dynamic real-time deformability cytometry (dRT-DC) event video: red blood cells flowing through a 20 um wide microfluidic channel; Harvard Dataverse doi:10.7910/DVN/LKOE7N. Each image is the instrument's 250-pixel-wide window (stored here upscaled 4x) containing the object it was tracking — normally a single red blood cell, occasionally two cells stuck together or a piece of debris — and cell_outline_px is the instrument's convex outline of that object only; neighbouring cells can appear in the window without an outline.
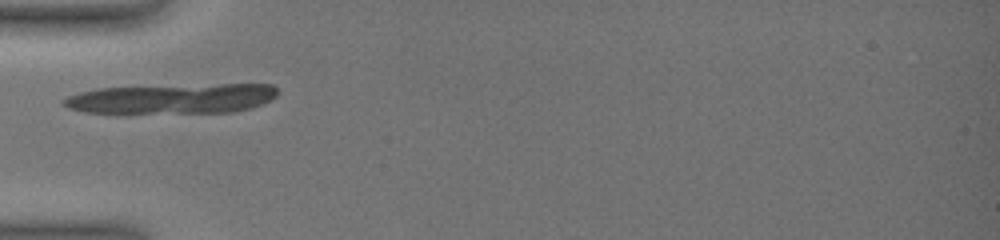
{"species": "common noctule bat (a hibernating species)", "species_latin": "Nyctalus noctula", "temperature_condition": "warm", "stored_images_in_passage": 49, "camera_frame_rate_fps": 3000, "um_per_image_px": 0.085, "animal": {"sex": "female", "body_mass_g": 19.0, "forearm_length_mm": 51.5}, "frame": {"image": 1, "passage_image": 1, "time_ms": 0.0, "image_size_px": [1000, 240], "cell_outline_px": [[276, 96], [272, 100], [252, 108], [232, 112], [84, 112], [68, 108], [60, 104], [60, 100], [68, 96], [80, 92], [96, 88], [220, 84], [272, 84], [276, 88]], "centroid_in_image_um": [14.63, 8.38], "position_along_channel_um": 70.4, "area_um2": 37.05}}
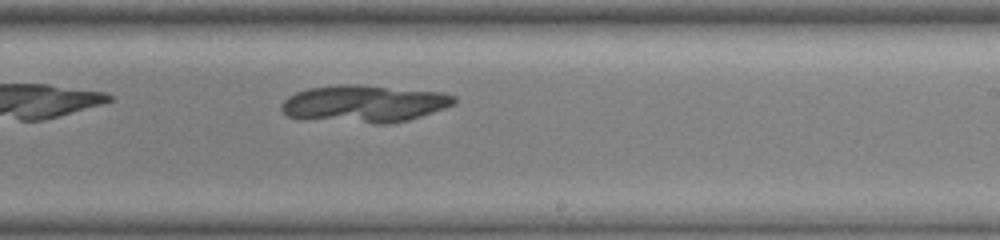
{"frame": {"image": 2, "passage_image": 25, "time_ms": 5.0, "image_size_px": [1000, 240], "cell_outline_px": [[456, 104], [408, 120], [388, 124], [372, 124], [300, 120], [288, 116], [280, 108], [280, 104], [288, 96], [296, 92], [308, 88], [340, 84], [356, 84], [444, 92], [456, 96]], "centroid_in_image_um": [30.91, 8.83], "position_along_channel_um": 258.1, "area_um2": 38.26}}
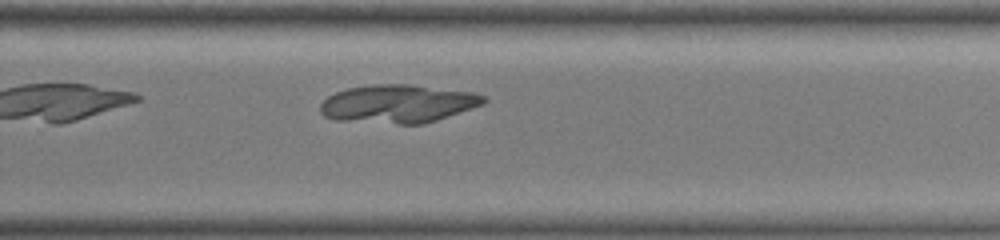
{"frame": {"image": 3, "passage_image": 30, "time_ms": 6.0, "image_size_px": [1000, 240], "cell_outline_px": [[488, 100], [484, 104], [424, 124], [396, 124], [332, 120], [324, 116], [320, 112], [320, 104], [328, 96], [336, 92], [348, 88], [372, 84], [408, 84], [472, 92], [484, 96]], "centroid_in_image_um": [33.8, 8.83], "position_along_channel_um": 296.0, "area_um2": 36.53}}